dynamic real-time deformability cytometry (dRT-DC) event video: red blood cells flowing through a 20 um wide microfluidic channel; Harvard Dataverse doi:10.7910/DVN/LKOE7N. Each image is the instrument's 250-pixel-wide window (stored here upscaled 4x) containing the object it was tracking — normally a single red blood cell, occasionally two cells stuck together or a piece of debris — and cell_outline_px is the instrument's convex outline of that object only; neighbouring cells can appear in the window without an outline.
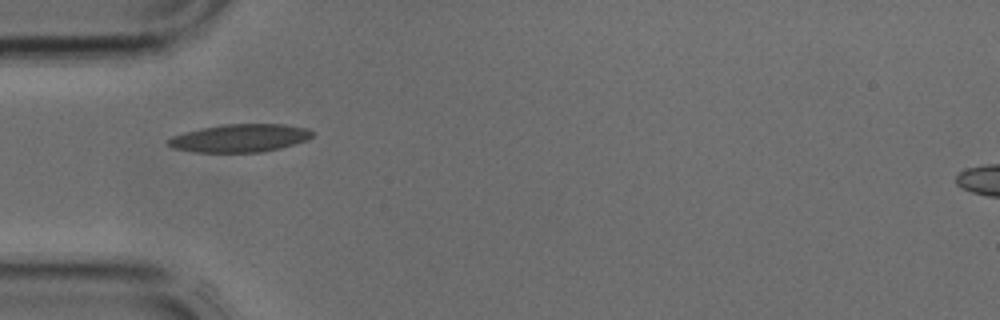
{"species": "common noctule bat (a hibernating species)", "species_latin": "Nyctalus noctula", "temperature_condition": "cold", "stored_images_in_passage": 2, "camera_frame_rate_fps": 3000, "um_per_image_px": 0.085, "animal": {"sex": "male", "body_mass_g": 17.9, "forearm_length_mm": 54.2}, "frame": {"image": 1, "passage_image": 1, "time_ms": 0.0, "image_size_px": [1000, 320], "cell_outline_px": [[312, 136], [308, 140], [280, 148], [260, 152], [192, 152], [172, 148], [168, 144], [168, 140], [172, 136], [184, 132], [200, 128], [220, 124], [284, 124], [308, 128], [312, 132]], "centroid_in_image_um": [20.38, 11.73], "position_along_channel_um": 64.6, "area_um2": 23.58}}